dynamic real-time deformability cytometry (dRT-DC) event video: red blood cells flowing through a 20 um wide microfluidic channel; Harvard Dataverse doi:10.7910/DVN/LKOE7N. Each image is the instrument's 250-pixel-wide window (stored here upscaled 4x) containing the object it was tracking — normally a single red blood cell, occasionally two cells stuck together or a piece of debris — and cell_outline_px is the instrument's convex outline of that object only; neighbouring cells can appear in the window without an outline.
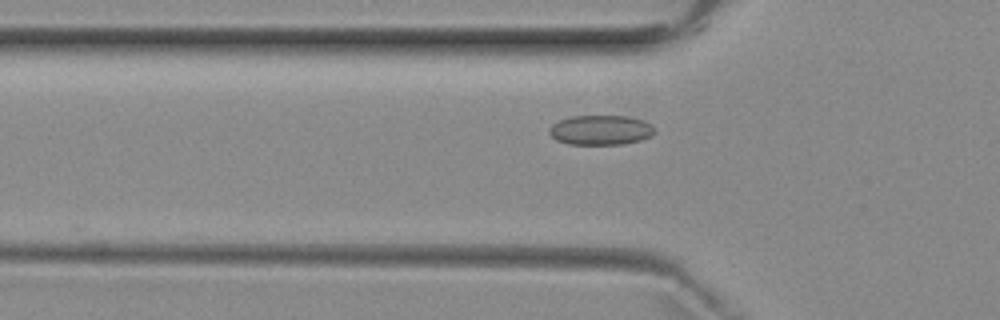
{"species": "common noctule bat (a hibernating species)", "species_latin": "Nyctalus noctula", "temperature_condition": "room temperature", "stored_images_in_passage": 7, "camera_frame_rate_fps": 3000, "um_per_image_px": 0.085, "animal": {"sex": "female", "body_mass_g": 29.2, "forearm_length_mm": 56.3}, "frame": {"image": 1, "passage_image": 7, "time_ms": 8.333, "image_size_px": [1000, 320], "cell_outline_px": [[656, 132], [652, 136], [640, 140], [624, 144], [568, 144], [556, 140], [548, 132], [548, 128], [552, 124], [560, 120], [572, 116], [624, 116], [644, 120], [652, 124], [656, 128]], "centroid_in_image_um": [51.08, 11.05], "position_along_channel_um": 74.7, "area_um2": 18.44}}